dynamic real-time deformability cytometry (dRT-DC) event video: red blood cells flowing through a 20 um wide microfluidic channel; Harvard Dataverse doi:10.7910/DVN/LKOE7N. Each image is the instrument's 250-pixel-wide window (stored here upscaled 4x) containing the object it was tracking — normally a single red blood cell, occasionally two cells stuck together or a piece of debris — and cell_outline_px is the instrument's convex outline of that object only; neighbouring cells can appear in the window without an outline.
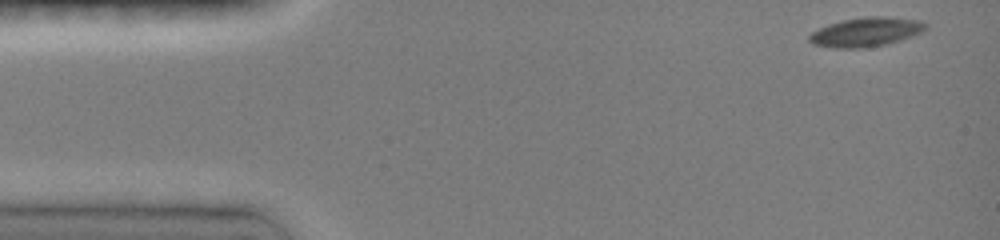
{"species": "common noctule bat (a hibernating species)", "species_latin": "Nyctalus noctula", "temperature_condition": "room temperature", "stored_images_in_passage": 42, "camera_frame_rate_fps": 3000, "um_per_image_px": 0.085, "animal": {"sex": "female", "body_mass_g": 19.0, "forearm_length_mm": 51.5}, "frame": {"image": 1, "passage_image": 1, "time_ms": 0.0, "image_size_px": [1000, 240], "cell_outline_px": [[928, 28], [912, 36], [900, 40], [884, 44], [864, 48], [832, 48], [812, 44], [808, 40], [808, 36], [812, 32], [828, 24], [844, 20], [868, 16], [884, 16], [920, 20], [928, 24]], "centroid_in_image_um": [73.61, 2.72], "position_along_channel_um": 11.4, "area_um2": 19.77}}
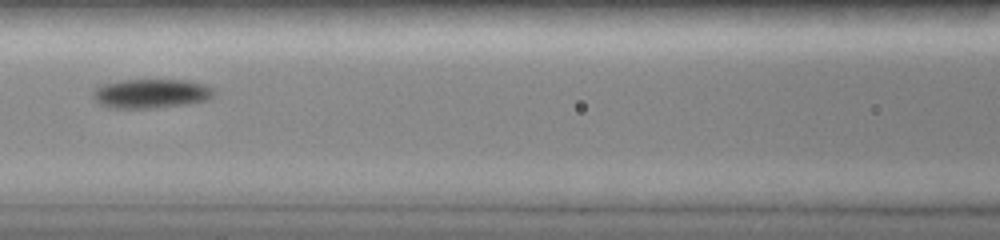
{"frame": {"image": 2, "passage_image": 19, "time_ms": 6.0, "image_size_px": [1000, 240], "cell_outline_px": [[216, 92], [212, 96], [204, 100], [188, 104], [156, 108], [112, 108], [100, 104], [92, 96], [92, 92], [100, 84], [120, 80], [188, 80], [208, 84], [216, 88]], "centroid_in_image_um": [12.87, 7.94], "position_along_channel_um": 153.7, "area_um2": 20.92}}
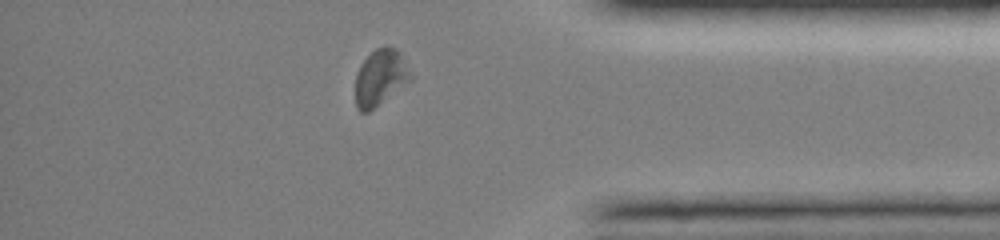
{"frame": {"image": 3, "passage_image": 38, "time_ms": 12.333, "image_size_px": [1000, 240], "cell_outline_px": [[412, 80], [368, 112], [360, 112], [356, 108], [356, 76], [360, 64], [376, 48], [384, 44], [388, 44], [396, 48], [400, 52], [412, 76]], "centroid_in_image_um": [32.33, 6.56], "position_along_channel_um": 402.9, "area_um2": 18.09}, "authors_computed_cell_mechanics": {"area_um2": 18.9295, "velocity_mm_per_s": 4.0786, "shape_relaxation_time_tau1_ms": 3.5809, "shape_relaxation_time_tau2_ms": null, "deformation_change_tau1": 0.115, "deformation_change_tau2": null}}